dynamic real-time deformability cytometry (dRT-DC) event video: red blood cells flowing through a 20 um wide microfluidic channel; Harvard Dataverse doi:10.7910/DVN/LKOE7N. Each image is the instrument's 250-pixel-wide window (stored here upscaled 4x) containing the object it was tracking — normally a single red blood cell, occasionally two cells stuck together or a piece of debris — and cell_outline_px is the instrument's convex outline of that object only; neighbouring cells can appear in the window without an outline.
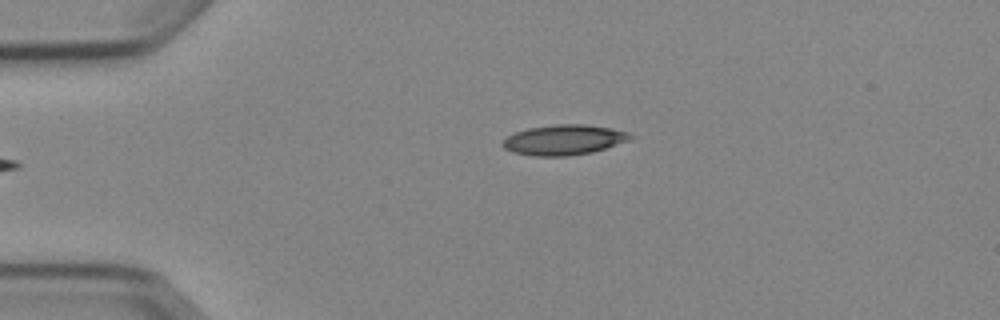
{"species": "Egyptian fruit bat (a non-hibernating species)", "species_latin": "Rousettus aegyptiacus", "temperature_condition": "cold", "stored_images_in_passage": 3, "camera_frame_rate_fps": 3000, "um_per_image_px": 0.085, "animal": {"sex": "female"}, "frame": {"image": 1, "passage_image": 3, "time_ms": 2.333, "image_size_px": [1000, 320], "cell_outline_px": [[636, 136], [628, 140], [592, 152], [568, 156], [532, 156], [512, 152], [504, 148], [500, 144], [508, 136], [516, 132], [528, 128], [556, 124], [584, 124], [612, 128], [628, 132]], "centroid_in_image_um": [47.92, 11.89], "position_along_channel_um": 37.1, "area_um2": 22.43}}